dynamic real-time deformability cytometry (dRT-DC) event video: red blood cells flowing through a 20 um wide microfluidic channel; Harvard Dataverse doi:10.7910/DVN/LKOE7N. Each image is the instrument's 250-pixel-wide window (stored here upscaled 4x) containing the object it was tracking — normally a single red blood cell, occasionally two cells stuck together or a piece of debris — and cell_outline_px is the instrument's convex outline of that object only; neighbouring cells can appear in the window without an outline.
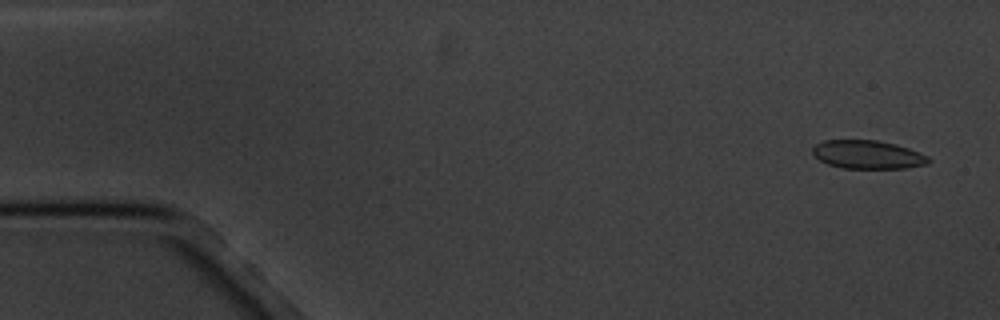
{"species": "common noctule bat (a hibernating species)", "species_latin": "Nyctalus noctula", "temperature_condition": "cold", "stored_images_in_passage": 6, "camera_frame_rate_fps": 3000, "um_per_image_px": 0.085, "animal": {"sex": "male", "body_mass_g": 20.1, "forearm_length_mm": 53.5}, "frame": {"image": 1, "passage_image": 1, "time_ms": 0.0, "image_size_px": [1000, 320], "cell_outline_px": [[932, 160], [928, 164], [904, 168], [840, 168], [828, 164], [820, 160], [812, 152], [812, 148], [816, 144], [824, 140], [876, 140], [896, 144], [908, 148], [928, 156]], "centroid_in_image_um": [73.76, 13.14], "position_along_channel_um": 11.2, "area_um2": 19.19}}